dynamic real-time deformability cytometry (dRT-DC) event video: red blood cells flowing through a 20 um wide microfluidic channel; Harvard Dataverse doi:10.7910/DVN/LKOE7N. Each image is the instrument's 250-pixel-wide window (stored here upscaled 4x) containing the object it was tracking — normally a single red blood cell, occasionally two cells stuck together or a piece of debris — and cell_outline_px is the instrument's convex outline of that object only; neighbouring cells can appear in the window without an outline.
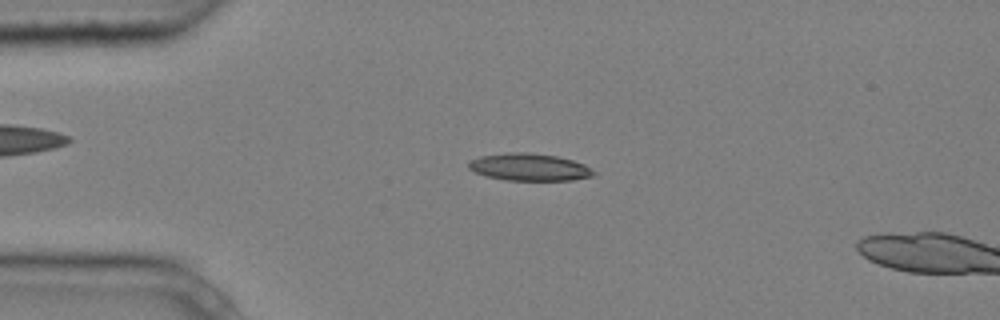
{"species": "common noctule bat (a hibernating species)", "species_latin": "Nyctalus noctula", "temperature_condition": "cold", "stored_images_in_passage": 7, "camera_frame_rate_fps": 3000, "um_per_image_px": 0.085, "animal": {"sex": "male", "body_mass_g": 20.4}, "frame": {"image": 1, "passage_image": 3, "time_ms": 0.667, "image_size_px": [1000, 320], "cell_outline_px": [[596, 176], [572, 180], [504, 180], [488, 176], [476, 172], [468, 168], [468, 160], [480, 156], [508, 152], [528, 152], [556, 156], [572, 160], [584, 164], [596, 172]], "centroid_in_image_um": [45.0, 14.2], "position_along_channel_um": 40.0, "area_um2": 19.94}}
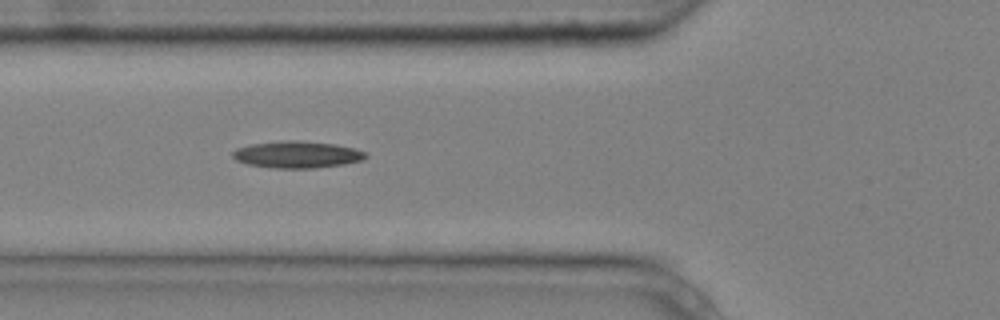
{"frame": {"image": 2, "passage_image": 5, "time_ms": 1.333, "image_size_px": [1000, 320], "cell_outline_px": [[368, 156], [360, 160], [344, 164], [316, 168], [272, 168], [248, 164], [236, 160], [232, 156], [232, 152], [236, 148], [252, 144], [280, 140], [300, 140], [336, 144], [352, 148], [364, 152]], "centroid_in_image_um": [25.22, 13.13], "position_along_channel_um": 100.6, "area_um2": 20.81}}